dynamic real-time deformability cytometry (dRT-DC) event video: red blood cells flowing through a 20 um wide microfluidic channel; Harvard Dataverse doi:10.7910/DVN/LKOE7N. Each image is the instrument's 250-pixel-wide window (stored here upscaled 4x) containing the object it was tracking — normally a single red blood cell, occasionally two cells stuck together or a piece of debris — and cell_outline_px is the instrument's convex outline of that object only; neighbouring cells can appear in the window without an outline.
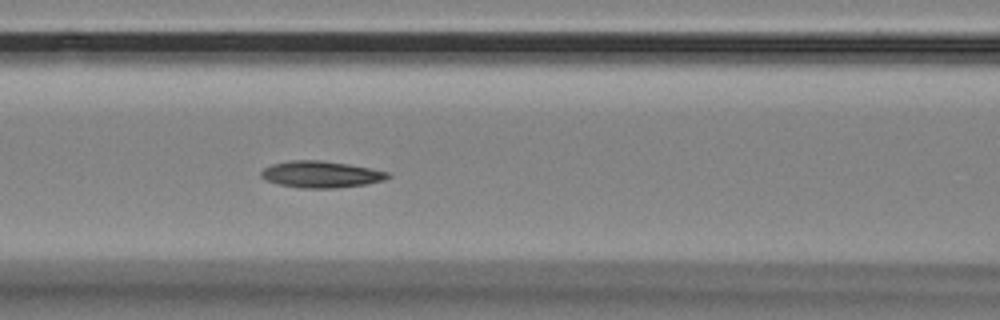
{"species": "Egyptian fruit bat (a non-hibernating species)", "species_latin": "Rousettus aegyptiacus", "temperature_condition": "room temperature", "stored_images_in_passage": 4, "camera_frame_rate_fps": 3000, "um_per_image_px": 0.085, "animal": {"sex": "female"}, "frame": {"image": 1, "passage_image": 4, "time_ms": 1.0, "image_size_px": [1000, 320], "cell_outline_px": [[392, 176], [384, 180], [368, 184], [336, 188], [300, 188], [276, 184], [264, 180], [260, 176], [260, 172], [264, 168], [272, 164], [292, 160], [320, 160], [348, 164], [388, 172]], "centroid_in_image_um": [27.25, 14.83], "position_along_channel_um": 139.3, "area_um2": 19.77}}